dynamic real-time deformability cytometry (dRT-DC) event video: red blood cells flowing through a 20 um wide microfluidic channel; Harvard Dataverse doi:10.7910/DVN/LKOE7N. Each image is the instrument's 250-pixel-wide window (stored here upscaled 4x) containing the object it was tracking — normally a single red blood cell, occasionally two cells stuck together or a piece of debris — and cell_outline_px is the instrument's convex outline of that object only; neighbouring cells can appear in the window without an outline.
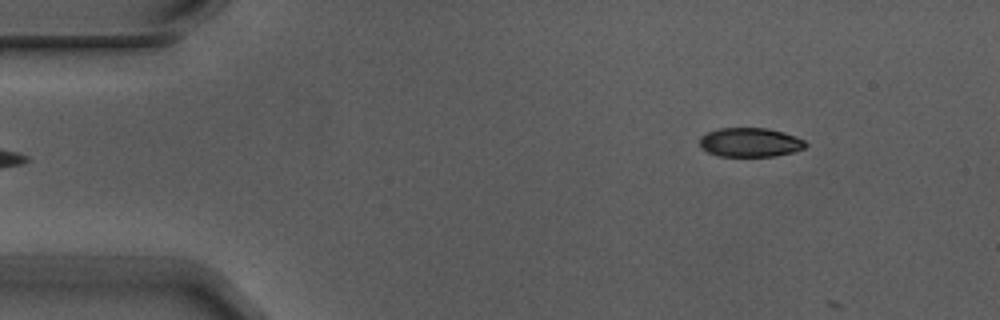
{"species": "Egyptian fruit bat (a non-hibernating species)", "species_latin": "Rousettus aegyptiacus", "temperature_condition": "warm", "stored_images_in_passage": 3, "camera_frame_rate_fps": 3000, "um_per_image_px": 0.085, "animal": {"sex": "male"}, "frame": {"image": 1, "passage_image": 3, "time_ms": 0.667, "image_size_px": [1000, 320], "cell_outline_px": [[808, 144], [804, 148], [792, 152], [776, 156], [720, 156], [708, 152], [700, 148], [700, 136], [708, 132], [720, 128], [768, 128], [784, 132], [796, 136], [804, 140]], "centroid_in_image_um": [63.77, 12.1], "position_along_channel_um": 21.2, "area_um2": 18.03}}